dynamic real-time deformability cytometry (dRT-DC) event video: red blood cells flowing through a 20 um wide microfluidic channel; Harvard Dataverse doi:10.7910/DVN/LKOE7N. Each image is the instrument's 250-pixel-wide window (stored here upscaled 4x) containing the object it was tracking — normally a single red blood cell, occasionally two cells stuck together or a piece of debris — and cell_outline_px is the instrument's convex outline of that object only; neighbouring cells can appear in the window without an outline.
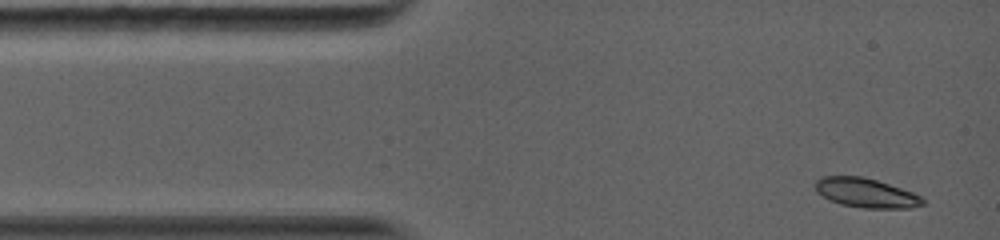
{"species": "common noctule bat (a hibernating species)", "species_latin": "Nyctalus noctula", "temperature_condition": "warm", "stored_images_in_passage": 20, "camera_frame_rate_fps": 5000, "um_per_image_px": 0.085, "animal": {"sex": "female", "body_mass_g": 19.0, "forearm_length_mm": 56.7}, "frame": {"image": 1, "passage_image": 1, "time_ms": 0.0, "image_size_px": [1000, 240], "cell_outline_px": [[924, 204], [912, 208], [864, 208], [840, 204], [828, 200], [816, 192], [816, 180], [820, 176], [860, 176], [876, 180], [912, 192], [920, 196], [924, 200]], "centroid_in_image_um": [73.57, 16.4], "position_along_channel_um": 11.4, "area_um2": 18.32}}
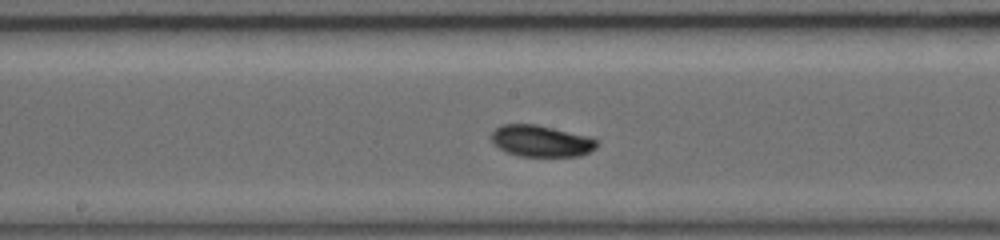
{"frame": {"image": 2, "passage_image": 9, "time_ms": 6.2, "image_size_px": [1000, 240], "cell_outline_px": [[600, 140], [596, 148], [580, 156], [520, 156], [508, 152], [492, 144], [492, 132], [500, 124], [536, 124], [592, 136]], "centroid_in_image_um": [46.04, 11.97], "position_along_channel_um": 202.2, "area_um2": 19.59}}
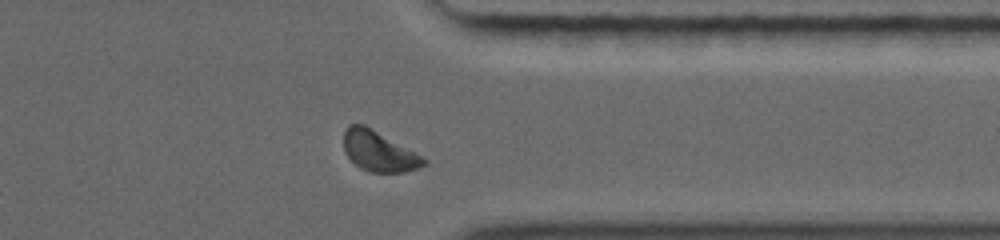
{"frame": {"image": 3, "passage_image": 17, "time_ms": 10.6, "image_size_px": [1000, 240], "cell_outline_px": [[428, 160], [424, 164], [416, 168], [404, 172], [368, 172], [360, 168], [344, 152], [344, 132], [348, 124], [364, 124], [424, 156]], "centroid_in_image_um": [32.2, 12.85], "position_along_channel_um": 379.2, "area_um2": 18.79}, "authors_computed_cell_mechanics": {"area_um2": 19.1029, "velocity_mm_per_s": 4.0571, "shape_relaxation_time_tau1_ms": 3.0532, "shape_relaxation_time_tau2_ms": null, "deformation_change_tau1": 0.1105, "deformation_change_tau2": null}}